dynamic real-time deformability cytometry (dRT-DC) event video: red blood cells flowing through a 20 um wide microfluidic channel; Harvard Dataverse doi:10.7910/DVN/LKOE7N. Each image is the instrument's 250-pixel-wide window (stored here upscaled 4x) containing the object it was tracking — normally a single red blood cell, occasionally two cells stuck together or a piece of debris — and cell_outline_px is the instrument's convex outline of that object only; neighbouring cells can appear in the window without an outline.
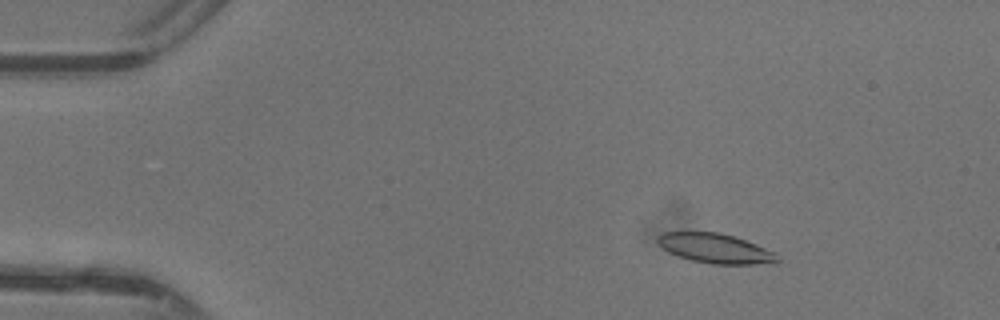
{"species": "common noctule bat (a hibernating species)", "species_latin": "Nyctalus noctula", "temperature_condition": "warm", "stored_images_in_passage": 48, "camera_frame_rate_fps": 3000, "um_per_image_px": 0.085, "animal": {"sex": "female"}, "frame": {"image": 1, "passage_image": 8, "time_ms": 2.333, "image_size_px": [1000, 320], "cell_outline_px": [[780, 260], [756, 264], [712, 264], [692, 260], [668, 252], [656, 240], [664, 232], [720, 232], [756, 244], [776, 252]], "centroid_in_image_um": [60.82, 21.11], "position_along_channel_um": 24.2, "area_um2": 20.29}}
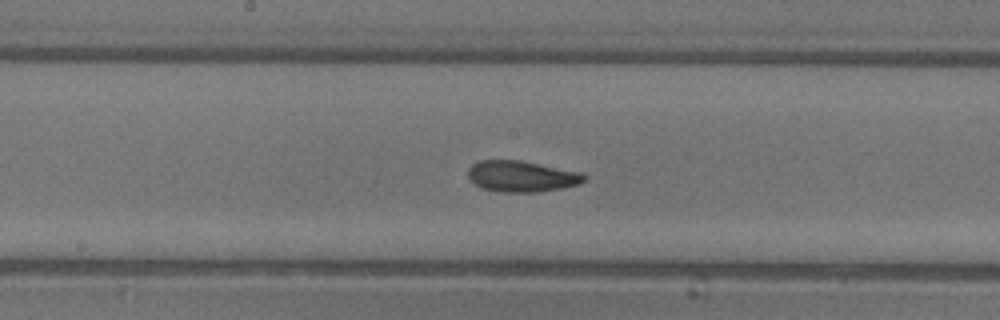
{"frame": {"image": 2, "passage_image": 26, "time_ms": 8.333, "image_size_px": [1000, 320], "cell_outline_px": [[588, 180], [580, 184], [560, 188], [536, 192], [500, 192], [484, 188], [476, 184], [468, 176], [468, 168], [472, 164], [480, 160], [520, 160], [580, 172], [588, 176]], "centroid_in_image_um": [44.37, 14.98], "position_along_channel_um": 203.8, "area_um2": 20.98}}
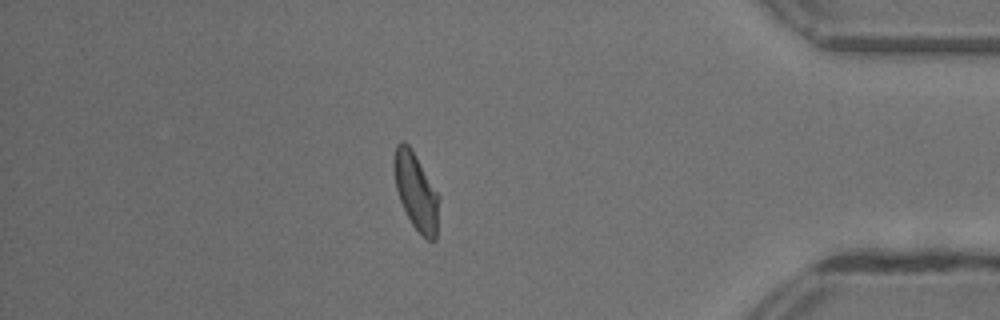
{"frame": {"image": 3, "passage_image": 42, "time_ms": 13.667, "image_size_px": [1000, 320], "cell_outline_px": [[440, 200], [436, 240], [428, 240], [412, 224], [400, 200], [396, 188], [392, 168], [392, 160], [396, 144], [400, 140], [404, 140], [408, 144], [440, 196]], "centroid_in_image_um": [35.35, 16.23], "position_along_channel_um": 399.9, "area_um2": 20.23}, "authors_computed_cell_mechanics": {"area_um2": 20.3167, "velocity_mm_per_s": 4.3777, "shape_relaxation_time_tau1_ms": 4.5309, "shape_relaxation_time_tau2_ms": 2.3183, "deformation_change_tau1": 0.1641, "deformation_change_tau2": 0.0762}}